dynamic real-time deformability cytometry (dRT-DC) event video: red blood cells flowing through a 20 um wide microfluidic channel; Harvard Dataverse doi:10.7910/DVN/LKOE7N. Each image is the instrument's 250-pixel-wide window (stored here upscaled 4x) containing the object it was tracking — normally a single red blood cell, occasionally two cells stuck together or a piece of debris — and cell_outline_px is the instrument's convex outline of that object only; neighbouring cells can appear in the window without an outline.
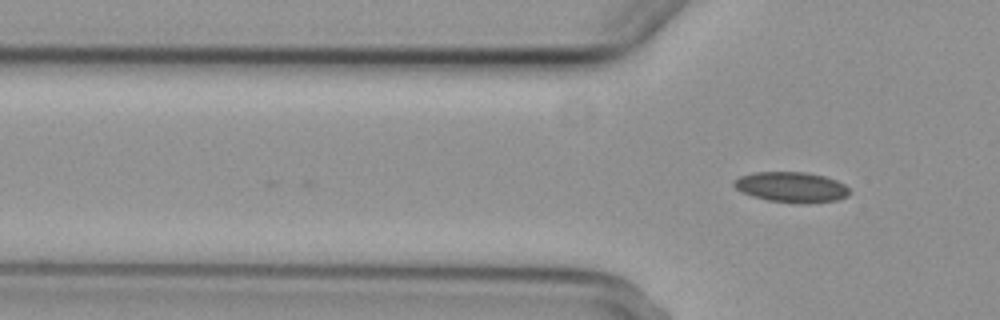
{"species": "common noctule bat (a hibernating species)", "species_latin": "Nyctalus noctula", "temperature_condition": "cold", "stored_images_in_passage": 5, "camera_frame_rate_fps": 3000, "um_per_image_px": 0.085, "animal": {"sex": "female", "body_mass_g": 29.2, "forearm_length_mm": 56.3}, "frame": {"image": 1, "passage_image": 5, "time_ms": 4.667, "image_size_px": [1000, 320], "cell_outline_px": [[852, 192], [848, 196], [836, 200], [804, 204], [800, 204], [768, 200], [752, 196], [740, 192], [732, 184], [732, 180], [740, 176], [756, 172], [808, 172], [824, 176], [836, 180], [844, 184]], "centroid_in_image_um": [67.27, 15.91], "position_along_channel_um": 58.5, "area_um2": 20.69}}